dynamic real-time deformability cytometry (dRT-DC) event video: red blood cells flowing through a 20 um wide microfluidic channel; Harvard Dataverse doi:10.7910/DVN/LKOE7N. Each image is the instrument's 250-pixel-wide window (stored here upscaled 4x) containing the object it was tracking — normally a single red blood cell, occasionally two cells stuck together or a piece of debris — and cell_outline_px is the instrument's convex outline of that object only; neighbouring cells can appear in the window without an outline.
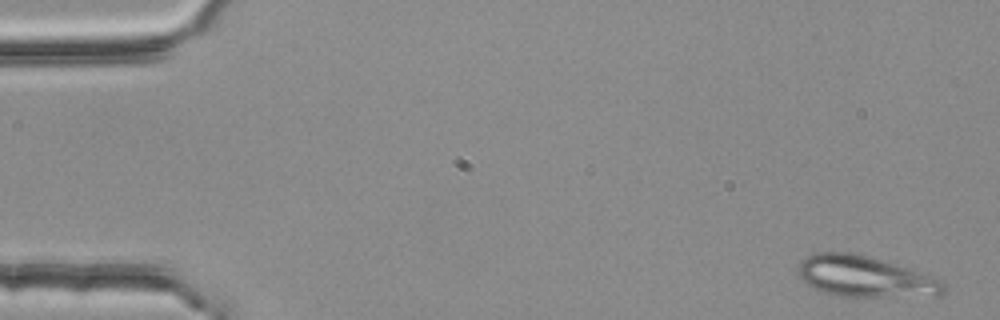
{"species": "common noctule bat (a hibernating species)", "species_latin": "Nyctalus noctula", "temperature_condition": "room temperature", "stored_images_in_passage": 5, "camera_frame_rate_fps": 3000, "um_per_image_px": 0.085, "animal": {"sex": "female", "body_mass_g": 25.1}, "frame": {"image": 1, "passage_image": 5, "time_ms": 1.333, "image_size_px": [1000, 320], "cell_outline_px": [[944, 292], [940, 296], [836, 296], [824, 292], [808, 284], [800, 276], [800, 264], [812, 252], [856, 252], [896, 264], [940, 280], [944, 284]], "centroid_in_image_um": [73.54, 23.5], "position_along_channel_um": 11.5, "area_um2": 34.22}}